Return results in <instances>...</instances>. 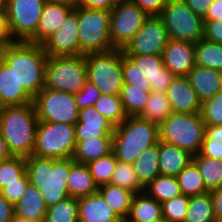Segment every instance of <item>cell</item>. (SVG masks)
I'll return each instance as SVG.
<instances>
[{"label":"cell","instance_id":"obj_1","mask_svg":"<svg viewBox=\"0 0 222 222\" xmlns=\"http://www.w3.org/2000/svg\"><path fill=\"white\" fill-rule=\"evenodd\" d=\"M47 58L42 44L12 41L0 48V59L33 98L44 88Z\"/></svg>","mask_w":222,"mask_h":222},{"label":"cell","instance_id":"obj_2","mask_svg":"<svg viewBox=\"0 0 222 222\" xmlns=\"http://www.w3.org/2000/svg\"><path fill=\"white\" fill-rule=\"evenodd\" d=\"M29 183L40 190L46 205L54 206L70 197L67 180L73 158L55 159L30 155L25 157Z\"/></svg>","mask_w":222,"mask_h":222},{"label":"cell","instance_id":"obj_3","mask_svg":"<svg viewBox=\"0 0 222 222\" xmlns=\"http://www.w3.org/2000/svg\"><path fill=\"white\" fill-rule=\"evenodd\" d=\"M38 121L33 102L0 107V131L12 156L32 155Z\"/></svg>","mask_w":222,"mask_h":222},{"label":"cell","instance_id":"obj_4","mask_svg":"<svg viewBox=\"0 0 222 222\" xmlns=\"http://www.w3.org/2000/svg\"><path fill=\"white\" fill-rule=\"evenodd\" d=\"M159 140V125L139 116H128L120 125L114 127L112 152L117 161L132 164Z\"/></svg>","mask_w":222,"mask_h":222},{"label":"cell","instance_id":"obj_5","mask_svg":"<svg viewBox=\"0 0 222 222\" xmlns=\"http://www.w3.org/2000/svg\"><path fill=\"white\" fill-rule=\"evenodd\" d=\"M160 141L177 146L191 155L200 152L205 124L200 113L172 112L159 125Z\"/></svg>","mask_w":222,"mask_h":222},{"label":"cell","instance_id":"obj_6","mask_svg":"<svg viewBox=\"0 0 222 222\" xmlns=\"http://www.w3.org/2000/svg\"><path fill=\"white\" fill-rule=\"evenodd\" d=\"M78 13L80 55L116 49L110 39V11L75 6Z\"/></svg>","mask_w":222,"mask_h":222},{"label":"cell","instance_id":"obj_7","mask_svg":"<svg viewBox=\"0 0 222 222\" xmlns=\"http://www.w3.org/2000/svg\"><path fill=\"white\" fill-rule=\"evenodd\" d=\"M87 80L104 95H120L124 85L122 49L84 55Z\"/></svg>","mask_w":222,"mask_h":222},{"label":"cell","instance_id":"obj_8","mask_svg":"<svg viewBox=\"0 0 222 222\" xmlns=\"http://www.w3.org/2000/svg\"><path fill=\"white\" fill-rule=\"evenodd\" d=\"M87 80L84 55L48 56L44 88L75 94Z\"/></svg>","mask_w":222,"mask_h":222},{"label":"cell","instance_id":"obj_9","mask_svg":"<svg viewBox=\"0 0 222 222\" xmlns=\"http://www.w3.org/2000/svg\"><path fill=\"white\" fill-rule=\"evenodd\" d=\"M75 145L74 125L38 121L33 155L55 159L72 158Z\"/></svg>","mask_w":222,"mask_h":222},{"label":"cell","instance_id":"obj_10","mask_svg":"<svg viewBox=\"0 0 222 222\" xmlns=\"http://www.w3.org/2000/svg\"><path fill=\"white\" fill-rule=\"evenodd\" d=\"M159 16L163 19L169 39L196 43L203 38V18L183 0H169Z\"/></svg>","mask_w":222,"mask_h":222},{"label":"cell","instance_id":"obj_11","mask_svg":"<svg viewBox=\"0 0 222 222\" xmlns=\"http://www.w3.org/2000/svg\"><path fill=\"white\" fill-rule=\"evenodd\" d=\"M33 104L39 121L70 125L78 121L80 109L72 93L42 88L33 98Z\"/></svg>","mask_w":222,"mask_h":222},{"label":"cell","instance_id":"obj_12","mask_svg":"<svg viewBox=\"0 0 222 222\" xmlns=\"http://www.w3.org/2000/svg\"><path fill=\"white\" fill-rule=\"evenodd\" d=\"M46 0H6L5 13L12 41L28 42L36 33Z\"/></svg>","mask_w":222,"mask_h":222},{"label":"cell","instance_id":"obj_13","mask_svg":"<svg viewBox=\"0 0 222 222\" xmlns=\"http://www.w3.org/2000/svg\"><path fill=\"white\" fill-rule=\"evenodd\" d=\"M131 0L113 6L110 10V39L116 49H123L149 17Z\"/></svg>","mask_w":222,"mask_h":222},{"label":"cell","instance_id":"obj_14","mask_svg":"<svg viewBox=\"0 0 222 222\" xmlns=\"http://www.w3.org/2000/svg\"><path fill=\"white\" fill-rule=\"evenodd\" d=\"M168 41L163 19L150 15L122 51L125 55H162Z\"/></svg>","mask_w":222,"mask_h":222},{"label":"cell","instance_id":"obj_15","mask_svg":"<svg viewBox=\"0 0 222 222\" xmlns=\"http://www.w3.org/2000/svg\"><path fill=\"white\" fill-rule=\"evenodd\" d=\"M48 56L80 55L78 37V13L73 10L60 28L55 31L43 44Z\"/></svg>","mask_w":222,"mask_h":222},{"label":"cell","instance_id":"obj_16","mask_svg":"<svg viewBox=\"0 0 222 222\" xmlns=\"http://www.w3.org/2000/svg\"><path fill=\"white\" fill-rule=\"evenodd\" d=\"M164 67L175 76H187L195 66L194 43L169 39L162 52Z\"/></svg>","mask_w":222,"mask_h":222},{"label":"cell","instance_id":"obj_17","mask_svg":"<svg viewBox=\"0 0 222 222\" xmlns=\"http://www.w3.org/2000/svg\"><path fill=\"white\" fill-rule=\"evenodd\" d=\"M75 126V139L113 137L114 125L100 114L94 106L79 110Z\"/></svg>","mask_w":222,"mask_h":222},{"label":"cell","instance_id":"obj_18","mask_svg":"<svg viewBox=\"0 0 222 222\" xmlns=\"http://www.w3.org/2000/svg\"><path fill=\"white\" fill-rule=\"evenodd\" d=\"M172 112L200 113L201 102L186 76H176L166 91Z\"/></svg>","mask_w":222,"mask_h":222},{"label":"cell","instance_id":"obj_19","mask_svg":"<svg viewBox=\"0 0 222 222\" xmlns=\"http://www.w3.org/2000/svg\"><path fill=\"white\" fill-rule=\"evenodd\" d=\"M144 72L152 91L166 93L175 75L164 67L161 55H126Z\"/></svg>","mask_w":222,"mask_h":222},{"label":"cell","instance_id":"obj_20","mask_svg":"<svg viewBox=\"0 0 222 222\" xmlns=\"http://www.w3.org/2000/svg\"><path fill=\"white\" fill-rule=\"evenodd\" d=\"M75 7L46 1L35 35L28 41L43 44L63 24Z\"/></svg>","mask_w":222,"mask_h":222},{"label":"cell","instance_id":"obj_21","mask_svg":"<svg viewBox=\"0 0 222 222\" xmlns=\"http://www.w3.org/2000/svg\"><path fill=\"white\" fill-rule=\"evenodd\" d=\"M33 97L19 84L14 72L0 59V107L24 105Z\"/></svg>","mask_w":222,"mask_h":222},{"label":"cell","instance_id":"obj_22","mask_svg":"<svg viewBox=\"0 0 222 222\" xmlns=\"http://www.w3.org/2000/svg\"><path fill=\"white\" fill-rule=\"evenodd\" d=\"M186 77L201 103L211 99L222 90V72L220 71L195 65Z\"/></svg>","mask_w":222,"mask_h":222},{"label":"cell","instance_id":"obj_23","mask_svg":"<svg viewBox=\"0 0 222 222\" xmlns=\"http://www.w3.org/2000/svg\"><path fill=\"white\" fill-rule=\"evenodd\" d=\"M118 218L98 192L78 198V222H114Z\"/></svg>","mask_w":222,"mask_h":222},{"label":"cell","instance_id":"obj_24","mask_svg":"<svg viewBox=\"0 0 222 222\" xmlns=\"http://www.w3.org/2000/svg\"><path fill=\"white\" fill-rule=\"evenodd\" d=\"M48 206L40 190L28 183L20 200L14 205V215L32 222H43Z\"/></svg>","mask_w":222,"mask_h":222},{"label":"cell","instance_id":"obj_25","mask_svg":"<svg viewBox=\"0 0 222 222\" xmlns=\"http://www.w3.org/2000/svg\"><path fill=\"white\" fill-rule=\"evenodd\" d=\"M193 155L175 145L159 140V169L161 175L177 176L191 161Z\"/></svg>","mask_w":222,"mask_h":222},{"label":"cell","instance_id":"obj_26","mask_svg":"<svg viewBox=\"0 0 222 222\" xmlns=\"http://www.w3.org/2000/svg\"><path fill=\"white\" fill-rule=\"evenodd\" d=\"M113 137L88 138L76 140L73 160L78 163L88 164L112 152Z\"/></svg>","mask_w":222,"mask_h":222},{"label":"cell","instance_id":"obj_27","mask_svg":"<svg viewBox=\"0 0 222 222\" xmlns=\"http://www.w3.org/2000/svg\"><path fill=\"white\" fill-rule=\"evenodd\" d=\"M67 188L70 197L73 198L92 195L98 191L88 166L78 162H74L70 168Z\"/></svg>","mask_w":222,"mask_h":222},{"label":"cell","instance_id":"obj_28","mask_svg":"<svg viewBox=\"0 0 222 222\" xmlns=\"http://www.w3.org/2000/svg\"><path fill=\"white\" fill-rule=\"evenodd\" d=\"M130 222H151L162 218V204L145 191L134 194L130 212Z\"/></svg>","mask_w":222,"mask_h":222},{"label":"cell","instance_id":"obj_29","mask_svg":"<svg viewBox=\"0 0 222 222\" xmlns=\"http://www.w3.org/2000/svg\"><path fill=\"white\" fill-rule=\"evenodd\" d=\"M97 192L105 199L118 217H128L135 193L110 183L99 186Z\"/></svg>","mask_w":222,"mask_h":222},{"label":"cell","instance_id":"obj_30","mask_svg":"<svg viewBox=\"0 0 222 222\" xmlns=\"http://www.w3.org/2000/svg\"><path fill=\"white\" fill-rule=\"evenodd\" d=\"M158 162L159 142L146 149L138 159L132 163L137 178L144 187L160 175Z\"/></svg>","mask_w":222,"mask_h":222},{"label":"cell","instance_id":"obj_31","mask_svg":"<svg viewBox=\"0 0 222 222\" xmlns=\"http://www.w3.org/2000/svg\"><path fill=\"white\" fill-rule=\"evenodd\" d=\"M195 65L222 72V44L205 39L194 43Z\"/></svg>","mask_w":222,"mask_h":222},{"label":"cell","instance_id":"obj_32","mask_svg":"<svg viewBox=\"0 0 222 222\" xmlns=\"http://www.w3.org/2000/svg\"><path fill=\"white\" fill-rule=\"evenodd\" d=\"M181 193L191 197L209 192L197 165L191 161L177 176Z\"/></svg>","mask_w":222,"mask_h":222},{"label":"cell","instance_id":"obj_33","mask_svg":"<svg viewBox=\"0 0 222 222\" xmlns=\"http://www.w3.org/2000/svg\"><path fill=\"white\" fill-rule=\"evenodd\" d=\"M145 192L161 204L182 194L176 176L161 174L145 186Z\"/></svg>","mask_w":222,"mask_h":222},{"label":"cell","instance_id":"obj_34","mask_svg":"<svg viewBox=\"0 0 222 222\" xmlns=\"http://www.w3.org/2000/svg\"><path fill=\"white\" fill-rule=\"evenodd\" d=\"M171 113L172 110L166 93L152 91L139 117L160 125Z\"/></svg>","mask_w":222,"mask_h":222},{"label":"cell","instance_id":"obj_35","mask_svg":"<svg viewBox=\"0 0 222 222\" xmlns=\"http://www.w3.org/2000/svg\"><path fill=\"white\" fill-rule=\"evenodd\" d=\"M214 220L210 192L189 197L184 222H213Z\"/></svg>","mask_w":222,"mask_h":222},{"label":"cell","instance_id":"obj_36","mask_svg":"<svg viewBox=\"0 0 222 222\" xmlns=\"http://www.w3.org/2000/svg\"><path fill=\"white\" fill-rule=\"evenodd\" d=\"M192 161L197 165L206 188L210 191L222 186V160L193 155Z\"/></svg>","mask_w":222,"mask_h":222},{"label":"cell","instance_id":"obj_37","mask_svg":"<svg viewBox=\"0 0 222 222\" xmlns=\"http://www.w3.org/2000/svg\"><path fill=\"white\" fill-rule=\"evenodd\" d=\"M149 94L134 84H124L120 98L127 116H139L146 106Z\"/></svg>","mask_w":222,"mask_h":222},{"label":"cell","instance_id":"obj_38","mask_svg":"<svg viewBox=\"0 0 222 222\" xmlns=\"http://www.w3.org/2000/svg\"><path fill=\"white\" fill-rule=\"evenodd\" d=\"M94 107L114 126L120 125L128 117L123 108L120 95L102 94L95 102Z\"/></svg>","mask_w":222,"mask_h":222},{"label":"cell","instance_id":"obj_39","mask_svg":"<svg viewBox=\"0 0 222 222\" xmlns=\"http://www.w3.org/2000/svg\"><path fill=\"white\" fill-rule=\"evenodd\" d=\"M110 184L128 189L135 194L145 191V187L138 180L133 165L130 163L117 161Z\"/></svg>","mask_w":222,"mask_h":222},{"label":"cell","instance_id":"obj_40","mask_svg":"<svg viewBox=\"0 0 222 222\" xmlns=\"http://www.w3.org/2000/svg\"><path fill=\"white\" fill-rule=\"evenodd\" d=\"M43 222H78V198L69 197L49 207Z\"/></svg>","mask_w":222,"mask_h":222},{"label":"cell","instance_id":"obj_41","mask_svg":"<svg viewBox=\"0 0 222 222\" xmlns=\"http://www.w3.org/2000/svg\"><path fill=\"white\" fill-rule=\"evenodd\" d=\"M117 159L113 152L106 156L100 157L97 160L86 164L90 174L93 177L94 183L99 187L104 184H109L113 171L115 170Z\"/></svg>","mask_w":222,"mask_h":222},{"label":"cell","instance_id":"obj_42","mask_svg":"<svg viewBox=\"0 0 222 222\" xmlns=\"http://www.w3.org/2000/svg\"><path fill=\"white\" fill-rule=\"evenodd\" d=\"M26 171V161L23 156H11L0 161V191L12 182H20V176Z\"/></svg>","mask_w":222,"mask_h":222},{"label":"cell","instance_id":"obj_43","mask_svg":"<svg viewBox=\"0 0 222 222\" xmlns=\"http://www.w3.org/2000/svg\"><path fill=\"white\" fill-rule=\"evenodd\" d=\"M122 73L124 84H134L145 92H152L150 82L143 75L137 64L122 51Z\"/></svg>","mask_w":222,"mask_h":222},{"label":"cell","instance_id":"obj_44","mask_svg":"<svg viewBox=\"0 0 222 222\" xmlns=\"http://www.w3.org/2000/svg\"><path fill=\"white\" fill-rule=\"evenodd\" d=\"M189 197L183 194L162 203V217L167 222H184Z\"/></svg>","mask_w":222,"mask_h":222},{"label":"cell","instance_id":"obj_45","mask_svg":"<svg viewBox=\"0 0 222 222\" xmlns=\"http://www.w3.org/2000/svg\"><path fill=\"white\" fill-rule=\"evenodd\" d=\"M200 114L205 126L222 125V90L201 104Z\"/></svg>","mask_w":222,"mask_h":222},{"label":"cell","instance_id":"obj_46","mask_svg":"<svg viewBox=\"0 0 222 222\" xmlns=\"http://www.w3.org/2000/svg\"><path fill=\"white\" fill-rule=\"evenodd\" d=\"M102 95L100 90L89 80H86L82 89L74 94V100L79 109L94 106L97 99Z\"/></svg>","mask_w":222,"mask_h":222},{"label":"cell","instance_id":"obj_47","mask_svg":"<svg viewBox=\"0 0 222 222\" xmlns=\"http://www.w3.org/2000/svg\"><path fill=\"white\" fill-rule=\"evenodd\" d=\"M29 183V177L27 172L25 171L20 176V182H12L7 184L0 193L13 205H15L20 198L23 196L26 187Z\"/></svg>","mask_w":222,"mask_h":222},{"label":"cell","instance_id":"obj_48","mask_svg":"<svg viewBox=\"0 0 222 222\" xmlns=\"http://www.w3.org/2000/svg\"><path fill=\"white\" fill-rule=\"evenodd\" d=\"M199 154L212 159L222 160V142L203 137Z\"/></svg>","mask_w":222,"mask_h":222},{"label":"cell","instance_id":"obj_49","mask_svg":"<svg viewBox=\"0 0 222 222\" xmlns=\"http://www.w3.org/2000/svg\"><path fill=\"white\" fill-rule=\"evenodd\" d=\"M203 37L222 44V20L203 21Z\"/></svg>","mask_w":222,"mask_h":222},{"label":"cell","instance_id":"obj_50","mask_svg":"<svg viewBox=\"0 0 222 222\" xmlns=\"http://www.w3.org/2000/svg\"><path fill=\"white\" fill-rule=\"evenodd\" d=\"M138 5L148 15H160L164 6L169 0H131Z\"/></svg>","mask_w":222,"mask_h":222},{"label":"cell","instance_id":"obj_51","mask_svg":"<svg viewBox=\"0 0 222 222\" xmlns=\"http://www.w3.org/2000/svg\"><path fill=\"white\" fill-rule=\"evenodd\" d=\"M184 3L197 15L202 18L208 11L209 6L214 0H183Z\"/></svg>","mask_w":222,"mask_h":222},{"label":"cell","instance_id":"obj_52","mask_svg":"<svg viewBox=\"0 0 222 222\" xmlns=\"http://www.w3.org/2000/svg\"><path fill=\"white\" fill-rule=\"evenodd\" d=\"M213 207L214 216L222 219V186L209 191Z\"/></svg>","mask_w":222,"mask_h":222},{"label":"cell","instance_id":"obj_53","mask_svg":"<svg viewBox=\"0 0 222 222\" xmlns=\"http://www.w3.org/2000/svg\"><path fill=\"white\" fill-rule=\"evenodd\" d=\"M14 216V205L0 193V222H11Z\"/></svg>","mask_w":222,"mask_h":222},{"label":"cell","instance_id":"obj_54","mask_svg":"<svg viewBox=\"0 0 222 222\" xmlns=\"http://www.w3.org/2000/svg\"><path fill=\"white\" fill-rule=\"evenodd\" d=\"M77 6L106 11H110L113 7L109 0H78Z\"/></svg>","mask_w":222,"mask_h":222},{"label":"cell","instance_id":"obj_55","mask_svg":"<svg viewBox=\"0 0 222 222\" xmlns=\"http://www.w3.org/2000/svg\"><path fill=\"white\" fill-rule=\"evenodd\" d=\"M216 20H222V0H214L203 17V21Z\"/></svg>","mask_w":222,"mask_h":222},{"label":"cell","instance_id":"obj_56","mask_svg":"<svg viewBox=\"0 0 222 222\" xmlns=\"http://www.w3.org/2000/svg\"><path fill=\"white\" fill-rule=\"evenodd\" d=\"M12 42L11 36L9 34L6 14H0V48Z\"/></svg>","mask_w":222,"mask_h":222},{"label":"cell","instance_id":"obj_57","mask_svg":"<svg viewBox=\"0 0 222 222\" xmlns=\"http://www.w3.org/2000/svg\"><path fill=\"white\" fill-rule=\"evenodd\" d=\"M208 139L222 142V125L205 126V134Z\"/></svg>","mask_w":222,"mask_h":222},{"label":"cell","instance_id":"obj_58","mask_svg":"<svg viewBox=\"0 0 222 222\" xmlns=\"http://www.w3.org/2000/svg\"><path fill=\"white\" fill-rule=\"evenodd\" d=\"M12 155L11 153L8 151L6 142L1 134L0 131V161L6 160L8 158H10Z\"/></svg>","mask_w":222,"mask_h":222},{"label":"cell","instance_id":"obj_59","mask_svg":"<svg viewBox=\"0 0 222 222\" xmlns=\"http://www.w3.org/2000/svg\"><path fill=\"white\" fill-rule=\"evenodd\" d=\"M48 2H52V3H59V4H65L68 6H77V2L78 0H46Z\"/></svg>","mask_w":222,"mask_h":222},{"label":"cell","instance_id":"obj_60","mask_svg":"<svg viewBox=\"0 0 222 222\" xmlns=\"http://www.w3.org/2000/svg\"><path fill=\"white\" fill-rule=\"evenodd\" d=\"M11 222H32V221H29L27 219H23V218H20V217L14 215Z\"/></svg>","mask_w":222,"mask_h":222},{"label":"cell","instance_id":"obj_61","mask_svg":"<svg viewBox=\"0 0 222 222\" xmlns=\"http://www.w3.org/2000/svg\"><path fill=\"white\" fill-rule=\"evenodd\" d=\"M5 2H6V0H0V14H6L5 13Z\"/></svg>","mask_w":222,"mask_h":222},{"label":"cell","instance_id":"obj_62","mask_svg":"<svg viewBox=\"0 0 222 222\" xmlns=\"http://www.w3.org/2000/svg\"><path fill=\"white\" fill-rule=\"evenodd\" d=\"M128 0H109V2L113 5V6H116V5H120L122 4L123 2H126Z\"/></svg>","mask_w":222,"mask_h":222},{"label":"cell","instance_id":"obj_63","mask_svg":"<svg viewBox=\"0 0 222 222\" xmlns=\"http://www.w3.org/2000/svg\"><path fill=\"white\" fill-rule=\"evenodd\" d=\"M114 222H130L128 217H119Z\"/></svg>","mask_w":222,"mask_h":222},{"label":"cell","instance_id":"obj_64","mask_svg":"<svg viewBox=\"0 0 222 222\" xmlns=\"http://www.w3.org/2000/svg\"><path fill=\"white\" fill-rule=\"evenodd\" d=\"M151 222H167L163 217L161 219L151 221Z\"/></svg>","mask_w":222,"mask_h":222},{"label":"cell","instance_id":"obj_65","mask_svg":"<svg viewBox=\"0 0 222 222\" xmlns=\"http://www.w3.org/2000/svg\"><path fill=\"white\" fill-rule=\"evenodd\" d=\"M213 222H222V219L215 218V220Z\"/></svg>","mask_w":222,"mask_h":222}]
</instances>
